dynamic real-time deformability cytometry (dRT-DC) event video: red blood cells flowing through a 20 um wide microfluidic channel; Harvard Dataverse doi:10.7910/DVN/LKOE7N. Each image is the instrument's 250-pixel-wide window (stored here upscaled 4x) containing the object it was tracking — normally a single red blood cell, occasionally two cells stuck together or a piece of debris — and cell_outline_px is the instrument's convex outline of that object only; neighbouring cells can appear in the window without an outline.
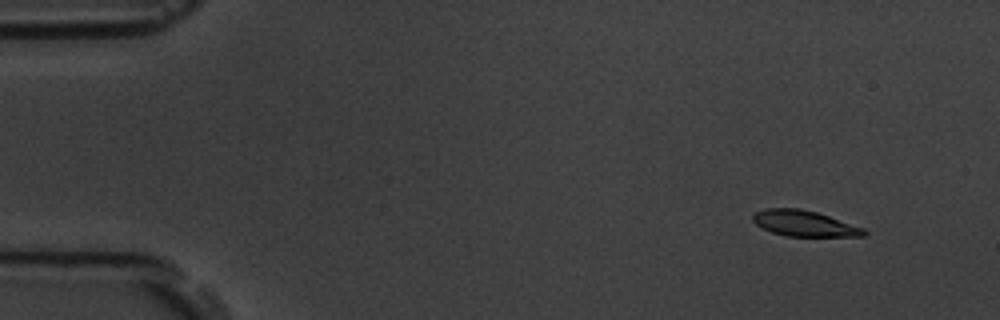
{"species": "common noctule bat (a hibernating species)", "species_latin": "Nyctalus noctula", "temperature_condition": "room temperature", "stored_images_in_passage": 9, "camera_frame_rate_fps": 3000, "um_per_image_px": 0.085, "animal": {"sex": "male", "body_mass_g": 19.5, "forearm_length_mm": 54.6}, "frame": {"image": 1, "passage_image": 2, "time_ms": 1.333, "image_size_px": [1000, 320], "cell_outline_px": [[868, 232], [864, 236], [784, 236], [772, 232], [756, 224], [752, 220], [752, 216], [756, 212], [768, 208], [800, 208], [816, 212], [864, 228]], "centroid_in_image_um": [68.36, 18.99], "position_along_channel_um": 16.6, "area_um2": 16.53}}
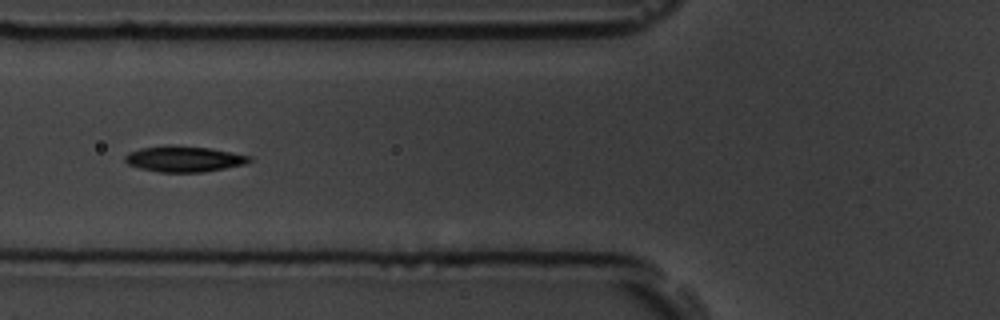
{"frame": {"image": 2, "passage_image": 7, "time_ms": 7.0, "image_size_px": [1000, 320], "cell_outline_px": [[252, 160], [244, 164], [204, 172], [160, 172], [140, 168], [128, 164], [124, 160], [124, 156], [128, 152], [140, 148], [164, 144], [172, 144], [208, 148], [252, 156]], "centroid_in_image_um": [15.59, 13.49], "position_along_channel_um": 110.2, "area_um2": 18.84}}
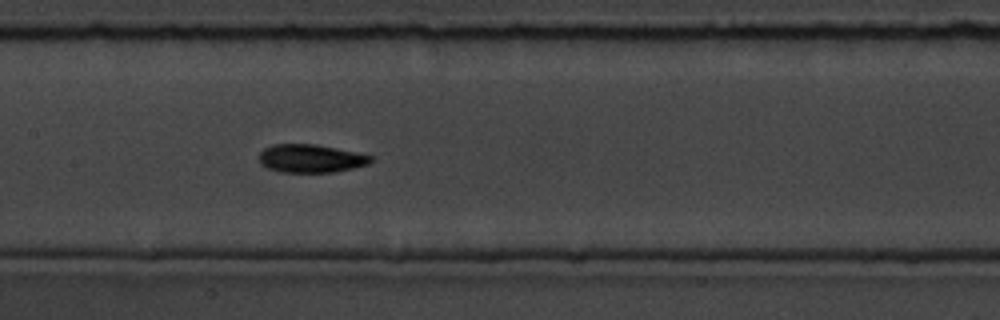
{"frame": {"image": 3, "passage_image": 9, "time_ms": 9.0, "image_size_px": [1000, 320], "cell_outline_px": [[372, 160], [368, 164], [352, 168], [332, 172], [280, 172], [268, 168], [260, 164], [260, 152], [264, 148], [272, 144], [316, 144], [356, 152], [372, 156]], "centroid_in_image_um": [26.39, 13.46], "position_along_channel_um": 181.0, "area_um2": 18.26}}